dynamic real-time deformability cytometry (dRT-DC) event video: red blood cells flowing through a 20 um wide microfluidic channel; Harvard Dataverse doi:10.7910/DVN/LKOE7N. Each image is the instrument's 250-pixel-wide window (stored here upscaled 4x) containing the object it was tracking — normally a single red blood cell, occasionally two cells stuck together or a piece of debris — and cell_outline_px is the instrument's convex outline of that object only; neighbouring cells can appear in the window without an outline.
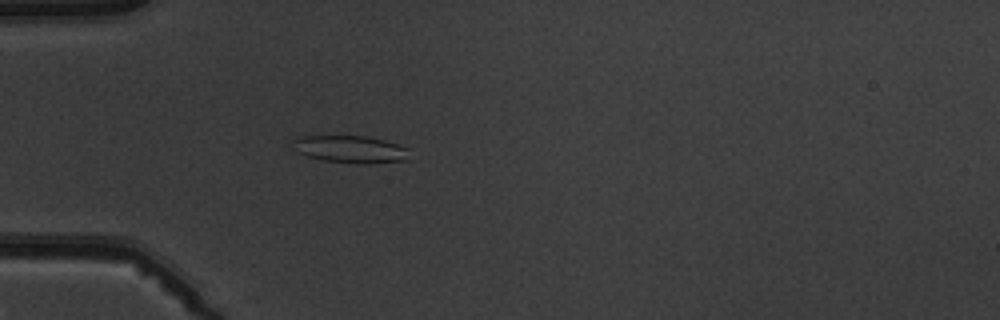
{"species": "common noctule bat (a hibernating species)", "species_latin": "Nyctalus noctula", "temperature_condition": "warm", "stored_images_in_passage": 5, "camera_frame_rate_fps": 3000, "um_per_image_px": 0.085, "animal": {"sex": "male", "body_mass_g": 19.5, "forearm_length_mm": 54.6}, "frame": {"image": 1, "passage_image": 5, "time_ms": 4.667, "image_size_px": [1000, 320], "cell_outline_px": [[412, 148], [408, 160], [368, 164], [360, 164], [324, 160], [308, 156], [296, 152], [292, 148], [292, 140], [304, 136], [364, 136], [384, 140]], "centroid_in_image_um": [29.85, 12.69], "position_along_channel_um": 55.2, "area_um2": 18.84}}